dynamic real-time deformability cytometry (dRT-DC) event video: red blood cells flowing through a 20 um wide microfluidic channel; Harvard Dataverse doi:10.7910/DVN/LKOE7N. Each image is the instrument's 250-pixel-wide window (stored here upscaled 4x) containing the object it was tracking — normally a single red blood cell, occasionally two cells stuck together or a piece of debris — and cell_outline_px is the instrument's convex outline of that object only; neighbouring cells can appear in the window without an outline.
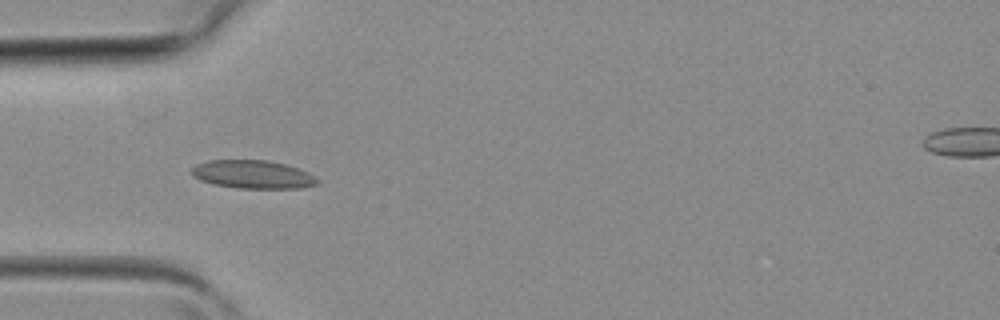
{"species": "common noctule bat (a hibernating species)", "species_latin": "Nyctalus noctula", "temperature_condition": "room temperature", "stored_images_in_passage": 3, "camera_frame_rate_fps": 3000, "um_per_image_px": 0.085, "animal": {"sex": "female", "body_mass_g": 19.3, "forearm_length_mm": 54.1}, "frame": {"image": 1, "passage_image": 3, "time_ms": 0.667, "image_size_px": [1000, 320], "cell_outline_px": [[320, 180], [316, 184], [300, 188], [236, 188], [212, 184], [200, 180], [192, 176], [192, 168], [196, 164], [208, 160], [268, 160], [288, 164], [308, 172]], "centroid_in_image_um": [21.48, 14.82], "position_along_channel_um": 63.5, "area_um2": 20.87}}